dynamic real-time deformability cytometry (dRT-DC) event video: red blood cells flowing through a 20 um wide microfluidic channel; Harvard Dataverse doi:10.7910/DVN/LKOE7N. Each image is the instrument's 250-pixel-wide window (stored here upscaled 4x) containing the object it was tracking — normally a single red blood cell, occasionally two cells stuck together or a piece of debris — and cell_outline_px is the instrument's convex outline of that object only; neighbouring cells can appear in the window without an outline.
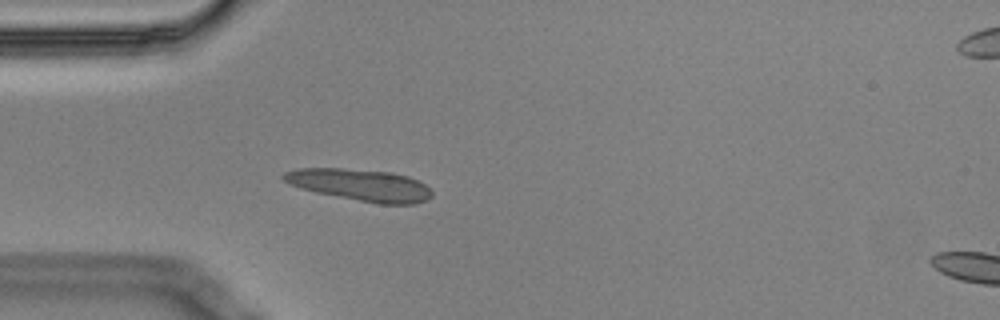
{"species": "Egyptian fruit bat (a non-hibernating species)", "species_latin": "Rousettus aegyptiacus", "temperature_condition": "cold", "stored_images_in_passage": 6, "camera_frame_rate_fps": 3000, "um_per_image_px": 0.085, "animal": {"sex": "male"}, "frame": {"image": 1, "passage_image": 5, "time_ms": 1.333, "image_size_px": [1000, 320], "cell_outline_px": [[432, 196], [428, 200], [416, 204], [380, 204], [316, 192], [300, 188], [288, 184], [280, 176], [284, 172], [300, 168], [340, 168], [392, 172], [408, 176], [420, 180], [432, 192]], "centroid_in_image_um": [30.65, 15.72], "position_along_channel_um": 54.4, "area_um2": 27.57}}